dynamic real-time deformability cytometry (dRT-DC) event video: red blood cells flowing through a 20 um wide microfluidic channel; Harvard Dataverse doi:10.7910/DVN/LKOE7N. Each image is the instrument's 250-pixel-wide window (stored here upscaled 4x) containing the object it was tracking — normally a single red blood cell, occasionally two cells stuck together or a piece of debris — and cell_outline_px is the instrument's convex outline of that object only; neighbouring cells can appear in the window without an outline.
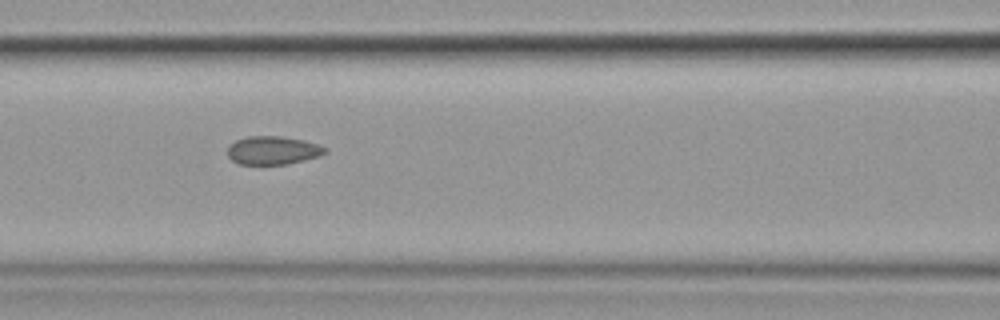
{"species": "common noctule bat (a hibernating species)", "species_latin": "Nyctalus noctula", "temperature_condition": "cold", "stored_images_in_passage": 10, "camera_frame_rate_fps": 3000, "um_per_image_px": 0.085, "animal": {"sex": "female", "body_mass_g": 19.9}, "frame": {"image": 1, "passage_image": 5, "time_ms": 4.333, "image_size_px": [1000, 320], "cell_outline_px": [[328, 152], [320, 156], [288, 164], [240, 164], [232, 160], [228, 156], [228, 144], [236, 140], [248, 136], [280, 136], [304, 140], [328, 148]], "centroid_in_image_um": [23.2, 12.78], "position_along_channel_um": 143.4, "area_um2": 16.18}}
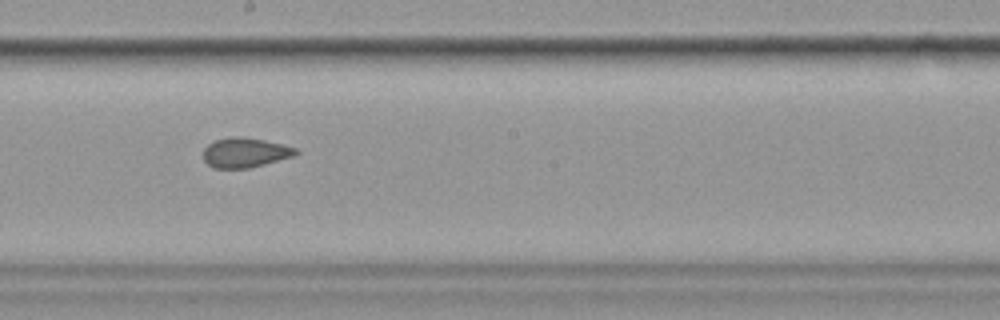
{"frame": {"image": 2, "passage_image": 7, "time_ms": 6.667, "image_size_px": [1000, 320], "cell_outline_px": [[300, 152], [296, 156], [248, 168], [216, 168], [208, 164], [204, 160], [204, 148], [208, 144], [216, 140], [228, 136], [244, 136], [264, 140], [296, 148]], "centroid_in_image_um": [20.85, 12.96], "position_along_channel_um": 227.4, "area_um2": 16.07}}
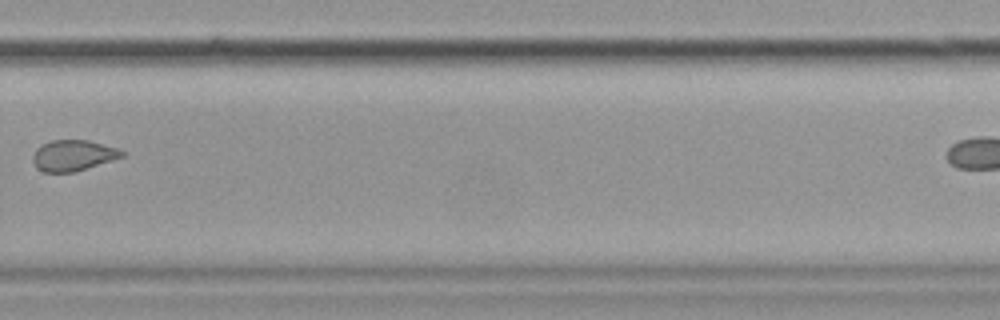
{"frame": {"image": 3, "passage_image": 9, "time_ms": 9.333, "image_size_px": [1000, 320], "cell_outline_px": [[128, 152], [124, 156], [112, 160], [72, 172], [44, 172], [36, 168], [32, 160], [32, 156], [36, 148], [40, 144], [52, 140], [88, 140], [116, 148]], "centroid_in_image_um": [6.18, 13.2], "position_along_channel_um": 323.6, "area_um2": 16.01}}